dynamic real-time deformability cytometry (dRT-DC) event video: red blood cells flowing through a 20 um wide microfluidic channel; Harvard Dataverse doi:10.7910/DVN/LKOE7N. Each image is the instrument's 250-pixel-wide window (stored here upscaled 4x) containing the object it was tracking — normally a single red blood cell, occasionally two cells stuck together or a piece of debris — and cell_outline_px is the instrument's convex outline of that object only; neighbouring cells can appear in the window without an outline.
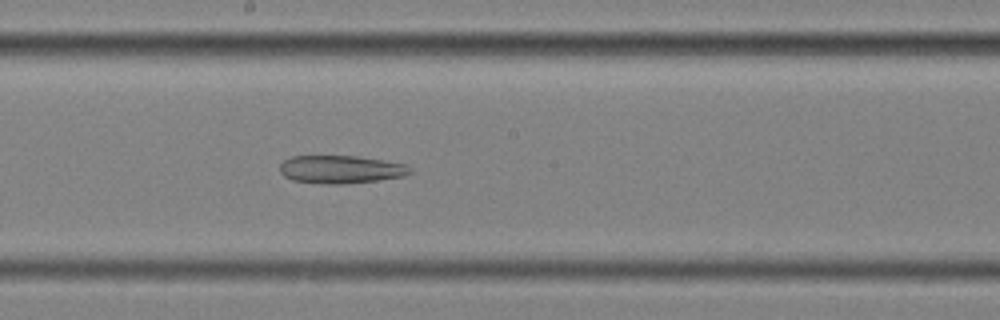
{"species": "common noctule bat (a hibernating species)", "species_latin": "Nyctalus noctula", "temperature_condition": "cold", "stored_images_in_passage": 58, "segment_of_instrument_passage": [2, 3], "camera_frame_rate_fps": 3000, "um_per_image_px": 0.085, "animal": {"sex": "female", "body_mass_g": 25.1}, "frame": {"image": 1, "passage_image": 31, "time_ms": 10.0, "image_size_px": [1000, 320], "cell_outline_px": [[412, 172], [404, 176], [376, 180], [344, 184], [328, 184], [292, 180], [284, 176], [280, 172], [280, 164], [284, 160], [292, 156], [360, 156], [408, 164], [412, 168]], "centroid_in_image_um": [29.0, 14.39], "position_along_channel_um": 219.2, "area_um2": 21.33}}
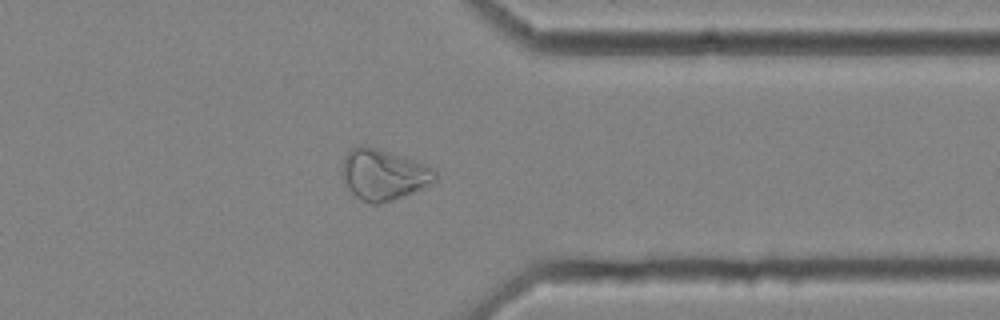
{"frame": {"image": 2, "passage_image": 45, "time_ms": 14.667, "image_size_px": [1000, 320], "cell_outline_px": [[436, 180], [412, 192], [392, 200], [376, 204], [372, 204], [360, 200], [344, 184], [340, 172], [344, 156], [352, 148], [360, 144], [376, 148], [424, 164], [432, 168], [436, 172]], "centroid_in_image_um": [32.52, 14.84], "position_along_channel_um": 378.9, "area_um2": 27.22}}
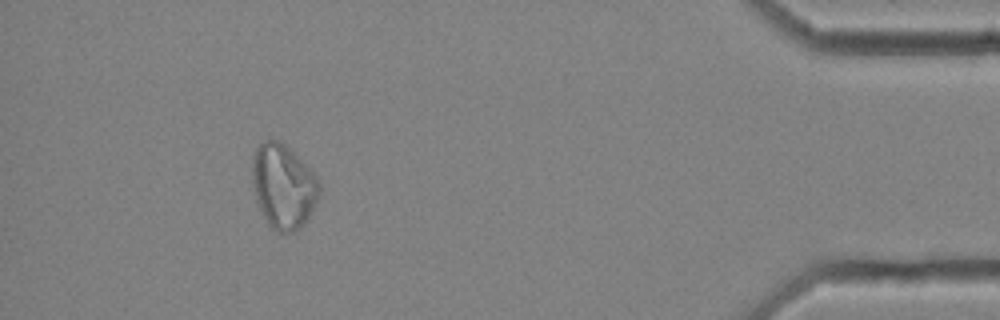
{"frame": {"image": 3, "passage_image": 52, "time_ms": 17.0, "image_size_px": [1000, 320], "cell_outline_px": [[320, 192], [304, 224], [292, 232], [276, 232], [268, 228], [256, 200], [252, 184], [252, 160], [256, 148], [264, 140], [276, 140], [288, 148], [320, 180]], "centroid_in_image_um": [24.04, 15.88], "position_along_channel_um": 411.2, "area_um2": 32.71}}